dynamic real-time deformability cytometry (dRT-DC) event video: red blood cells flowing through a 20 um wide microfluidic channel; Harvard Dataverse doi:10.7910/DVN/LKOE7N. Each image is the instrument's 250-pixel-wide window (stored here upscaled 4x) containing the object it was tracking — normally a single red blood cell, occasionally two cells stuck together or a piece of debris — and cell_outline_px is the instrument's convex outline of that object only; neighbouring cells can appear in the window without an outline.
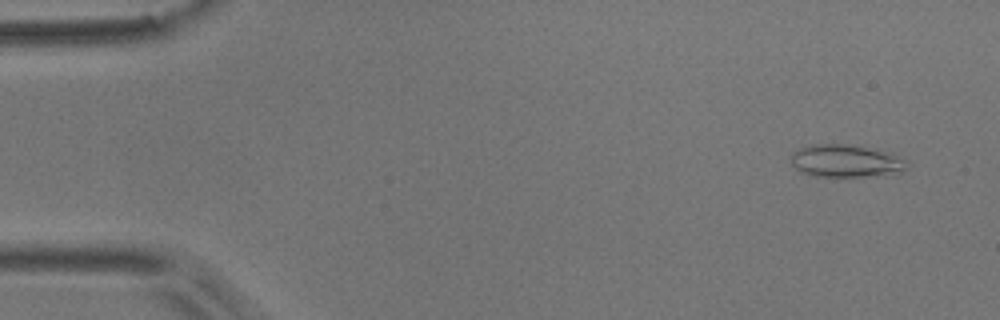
{"species": "common noctule bat (a hibernating species)", "species_latin": "Nyctalus noctula", "temperature_condition": "room temperature", "stored_images_in_passage": 54, "camera_frame_rate_fps": 3000, "um_per_image_px": 0.085, "animal": {"sex": "male", "body_mass_g": 17.9}, "frame": {"image": 1, "passage_image": 4, "time_ms": 1.0, "image_size_px": [1000, 320], "cell_outline_px": [[908, 164], [900, 172], [864, 176], [816, 176], [800, 172], [792, 164], [792, 152], [800, 148], [812, 144], [848, 144], [876, 148], [892, 152], [908, 160]], "centroid_in_image_um": [71.93, 13.65], "position_along_channel_um": 13.1, "area_um2": 22.14}}
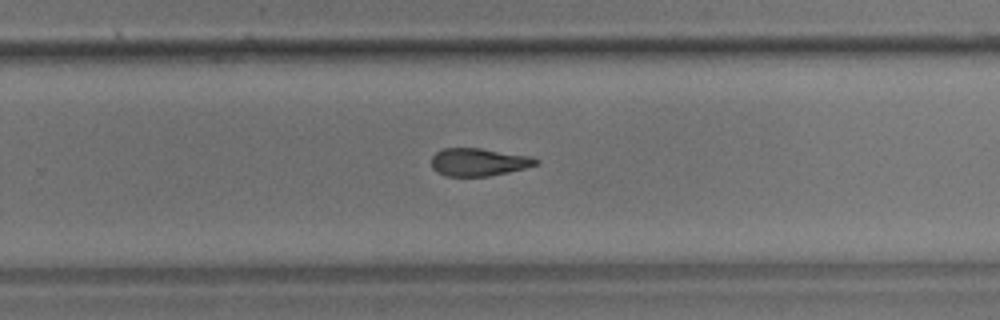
{"frame": {"image": 2, "passage_image": 35, "time_ms": 11.333, "image_size_px": [1000, 320], "cell_outline_px": [[540, 164], [508, 172], [488, 176], [444, 176], [436, 172], [432, 168], [432, 156], [436, 152], [444, 148], [480, 148], [532, 156], [540, 160]], "centroid_in_image_um": [40.7, 13.77], "position_along_channel_um": 289.1, "area_um2": 17.05}}
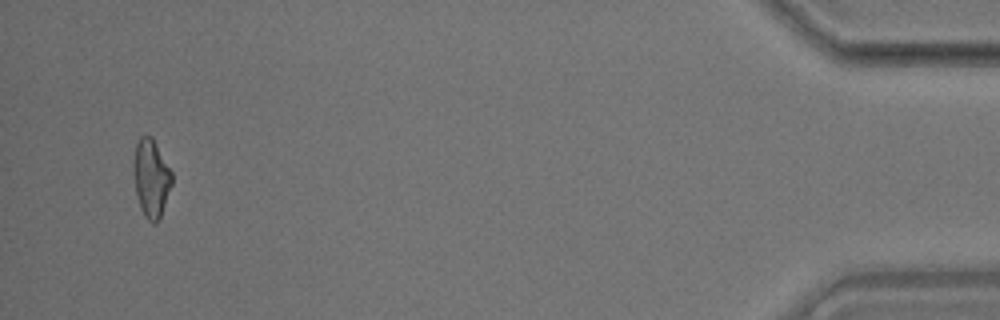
{"frame": {"image": 3, "passage_image": 52, "time_ms": 17.0, "image_size_px": [1000, 320], "cell_outline_px": [[172, 184], [160, 216], [156, 224], [152, 224], [144, 216], [140, 208], [136, 192], [132, 172], [132, 164], [136, 144], [140, 136], [152, 136], [172, 172]], "centroid_in_image_um": [12.83, 15.14], "position_along_channel_um": 422.4, "area_um2": 17.51}, "authors_computed_cell_mechanics": {"area_um2": 17.7735, "velocity_mm_per_s": 3.7483, "shape_relaxation_time_tau1_ms": 8.4461, "shape_relaxation_time_tau2_ms": 3.5567, "deformation_change_tau1": 0.1992, "deformation_change_tau2": 0.1276}}